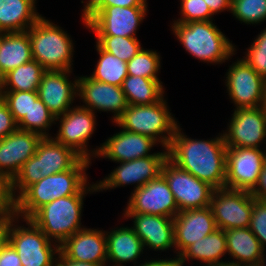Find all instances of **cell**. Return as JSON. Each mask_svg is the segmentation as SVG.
<instances>
[{
	"instance_id": "6da1fadb",
	"label": "cell",
	"mask_w": 266,
	"mask_h": 266,
	"mask_svg": "<svg viewBox=\"0 0 266 266\" xmlns=\"http://www.w3.org/2000/svg\"><path fill=\"white\" fill-rule=\"evenodd\" d=\"M175 130L168 149V159L213 188L225 187L227 146L223 134L211 139H192Z\"/></svg>"
},
{
	"instance_id": "7a4b0ae2",
	"label": "cell",
	"mask_w": 266,
	"mask_h": 266,
	"mask_svg": "<svg viewBox=\"0 0 266 266\" xmlns=\"http://www.w3.org/2000/svg\"><path fill=\"white\" fill-rule=\"evenodd\" d=\"M91 163L81 158L71 169L45 176L39 182L30 185L14 201V214L21 219H29L45 204L78 194L89 183L86 170Z\"/></svg>"
},
{
	"instance_id": "3957f363",
	"label": "cell",
	"mask_w": 266,
	"mask_h": 266,
	"mask_svg": "<svg viewBox=\"0 0 266 266\" xmlns=\"http://www.w3.org/2000/svg\"><path fill=\"white\" fill-rule=\"evenodd\" d=\"M98 192L97 184L88 183L78 194L53 200L39 208L29 219L59 246L85 226L81 225L84 198Z\"/></svg>"
},
{
	"instance_id": "277c9868",
	"label": "cell",
	"mask_w": 266,
	"mask_h": 266,
	"mask_svg": "<svg viewBox=\"0 0 266 266\" xmlns=\"http://www.w3.org/2000/svg\"><path fill=\"white\" fill-rule=\"evenodd\" d=\"M81 157L53 137H44L36 153L25 162L10 182V194L15 201L30 185L43 177L71 169Z\"/></svg>"
},
{
	"instance_id": "5b68a950",
	"label": "cell",
	"mask_w": 266,
	"mask_h": 266,
	"mask_svg": "<svg viewBox=\"0 0 266 266\" xmlns=\"http://www.w3.org/2000/svg\"><path fill=\"white\" fill-rule=\"evenodd\" d=\"M171 29L185 51L201 62L217 65L236 55V45L230 42L213 20L174 22Z\"/></svg>"
},
{
	"instance_id": "8992f818",
	"label": "cell",
	"mask_w": 266,
	"mask_h": 266,
	"mask_svg": "<svg viewBox=\"0 0 266 266\" xmlns=\"http://www.w3.org/2000/svg\"><path fill=\"white\" fill-rule=\"evenodd\" d=\"M27 32L32 57L46 70H73L74 42L67 31L42 16Z\"/></svg>"
},
{
	"instance_id": "52a82bcc",
	"label": "cell",
	"mask_w": 266,
	"mask_h": 266,
	"mask_svg": "<svg viewBox=\"0 0 266 266\" xmlns=\"http://www.w3.org/2000/svg\"><path fill=\"white\" fill-rule=\"evenodd\" d=\"M115 125L129 132L151 137L163 149H167L179 123L169 111L168 102L163 97L155 104L128 105Z\"/></svg>"
},
{
	"instance_id": "ba28073f",
	"label": "cell",
	"mask_w": 266,
	"mask_h": 266,
	"mask_svg": "<svg viewBox=\"0 0 266 266\" xmlns=\"http://www.w3.org/2000/svg\"><path fill=\"white\" fill-rule=\"evenodd\" d=\"M19 217L10 215L9 243L17 251L22 266H56L59 245L51 241L30 219L18 225ZM17 222V225H16Z\"/></svg>"
},
{
	"instance_id": "9c48e42d",
	"label": "cell",
	"mask_w": 266,
	"mask_h": 266,
	"mask_svg": "<svg viewBox=\"0 0 266 266\" xmlns=\"http://www.w3.org/2000/svg\"><path fill=\"white\" fill-rule=\"evenodd\" d=\"M60 126L54 139L71 148L81 158L89 160L98 155L97 149L89 150L90 138L96 130V114L81 106H74L56 117Z\"/></svg>"
},
{
	"instance_id": "30bf717a",
	"label": "cell",
	"mask_w": 266,
	"mask_h": 266,
	"mask_svg": "<svg viewBox=\"0 0 266 266\" xmlns=\"http://www.w3.org/2000/svg\"><path fill=\"white\" fill-rule=\"evenodd\" d=\"M161 174L173 193L179 212L210 206L215 188L207 182L199 180L169 159L164 162Z\"/></svg>"
},
{
	"instance_id": "8fae6325",
	"label": "cell",
	"mask_w": 266,
	"mask_h": 266,
	"mask_svg": "<svg viewBox=\"0 0 266 266\" xmlns=\"http://www.w3.org/2000/svg\"><path fill=\"white\" fill-rule=\"evenodd\" d=\"M168 159V149L157 152L148 157L119 162L117 166L103 180L96 181L97 191H106L121 186L134 185V189L144 186L161 174L162 166Z\"/></svg>"
},
{
	"instance_id": "7c38bea8",
	"label": "cell",
	"mask_w": 266,
	"mask_h": 266,
	"mask_svg": "<svg viewBox=\"0 0 266 266\" xmlns=\"http://www.w3.org/2000/svg\"><path fill=\"white\" fill-rule=\"evenodd\" d=\"M217 228L222 230L248 228L253 196L248 191L219 188L211 197L210 206Z\"/></svg>"
},
{
	"instance_id": "4fadbf2b",
	"label": "cell",
	"mask_w": 266,
	"mask_h": 266,
	"mask_svg": "<svg viewBox=\"0 0 266 266\" xmlns=\"http://www.w3.org/2000/svg\"><path fill=\"white\" fill-rule=\"evenodd\" d=\"M266 150L227 147L225 187L251 192L264 168Z\"/></svg>"
},
{
	"instance_id": "5bb4252c",
	"label": "cell",
	"mask_w": 266,
	"mask_h": 266,
	"mask_svg": "<svg viewBox=\"0 0 266 266\" xmlns=\"http://www.w3.org/2000/svg\"><path fill=\"white\" fill-rule=\"evenodd\" d=\"M123 211V214H150L169 218H174L179 212L173 193L162 174L132 190Z\"/></svg>"
},
{
	"instance_id": "9a60e30c",
	"label": "cell",
	"mask_w": 266,
	"mask_h": 266,
	"mask_svg": "<svg viewBox=\"0 0 266 266\" xmlns=\"http://www.w3.org/2000/svg\"><path fill=\"white\" fill-rule=\"evenodd\" d=\"M225 85L235 109L261 107L266 79L242 58L229 66Z\"/></svg>"
},
{
	"instance_id": "2e32d148",
	"label": "cell",
	"mask_w": 266,
	"mask_h": 266,
	"mask_svg": "<svg viewBox=\"0 0 266 266\" xmlns=\"http://www.w3.org/2000/svg\"><path fill=\"white\" fill-rule=\"evenodd\" d=\"M223 137L227 147L261 148L266 144V113L261 107L234 109Z\"/></svg>"
},
{
	"instance_id": "e0dca14e",
	"label": "cell",
	"mask_w": 266,
	"mask_h": 266,
	"mask_svg": "<svg viewBox=\"0 0 266 266\" xmlns=\"http://www.w3.org/2000/svg\"><path fill=\"white\" fill-rule=\"evenodd\" d=\"M147 7H104L87 23V29L96 36L137 37L136 32L149 11Z\"/></svg>"
},
{
	"instance_id": "ac0fdd59",
	"label": "cell",
	"mask_w": 266,
	"mask_h": 266,
	"mask_svg": "<svg viewBox=\"0 0 266 266\" xmlns=\"http://www.w3.org/2000/svg\"><path fill=\"white\" fill-rule=\"evenodd\" d=\"M78 98L85 104L83 108L97 111L112 112L111 120L115 123L128 107L121 86H115L92 79L89 76H78ZM97 110V111H96Z\"/></svg>"
},
{
	"instance_id": "d6986e66",
	"label": "cell",
	"mask_w": 266,
	"mask_h": 266,
	"mask_svg": "<svg viewBox=\"0 0 266 266\" xmlns=\"http://www.w3.org/2000/svg\"><path fill=\"white\" fill-rule=\"evenodd\" d=\"M72 70H46L38 87L39 99L56 117L73 108L78 97V77L70 80ZM72 106V107H71Z\"/></svg>"
},
{
	"instance_id": "ffe728a7",
	"label": "cell",
	"mask_w": 266,
	"mask_h": 266,
	"mask_svg": "<svg viewBox=\"0 0 266 266\" xmlns=\"http://www.w3.org/2000/svg\"><path fill=\"white\" fill-rule=\"evenodd\" d=\"M42 136L17 129L0 140V174L9 182L22 165L35 155Z\"/></svg>"
},
{
	"instance_id": "44dd1931",
	"label": "cell",
	"mask_w": 266,
	"mask_h": 266,
	"mask_svg": "<svg viewBox=\"0 0 266 266\" xmlns=\"http://www.w3.org/2000/svg\"><path fill=\"white\" fill-rule=\"evenodd\" d=\"M158 145L151 137L121 129L108 137L100 146H96V158H105L119 164L134 159L154 155L150 150Z\"/></svg>"
},
{
	"instance_id": "7402d4cb",
	"label": "cell",
	"mask_w": 266,
	"mask_h": 266,
	"mask_svg": "<svg viewBox=\"0 0 266 266\" xmlns=\"http://www.w3.org/2000/svg\"><path fill=\"white\" fill-rule=\"evenodd\" d=\"M173 223L176 257L191 244L218 229L210 207L180 211L173 218Z\"/></svg>"
},
{
	"instance_id": "603a6c76",
	"label": "cell",
	"mask_w": 266,
	"mask_h": 266,
	"mask_svg": "<svg viewBox=\"0 0 266 266\" xmlns=\"http://www.w3.org/2000/svg\"><path fill=\"white\" fill-rule=\"evenodd\" d=\"M124 219L133 220L131 228L140 237L146 250L167 251L174 248L175 236L173 218L150 214H123Z\"/></svg>"
},
{
	"instance_id": "cb8c5ba5",
	"label": "cell",
	"mask_w": 266,
	"mask_h": 266,
	"mask_svg": "<svg viewBox=\"0 0 266 266\" xmlns=\"http://www.w3.org/2000/svg\"><path fill=\"white\" fill-rule=\"evenodd\" d=\"M59 251L75 261L107 266L106 231L84 227L65 240Z\"/></svg>"
},
{
	"instance_id": "d4e9b609",
	"label": "cell",
	"mask_w": 266,
	"mask_h": 266,
	"mask_svg": "<svg viewBox=\"0 0 266 266\" xmlns=\"http://www.w3.org/2000/svg\"><path fill=\"white\" fill-rule=\"evenodd\" d=\"M107 266H124L132 262L134 266L137 259L145 250L142 240L131 227H116L106 231ZM125 263V264H124Z\"/></svg>"
},
{
	"instance_id": "484cf974",
	"label": "cell",
	"mask_w": 266,
	"mask_h": 266,
	"mask_svg": "<svg viewBox=\"0 0 266 266\" xmlns=\"http://www.w3.org/2000/svg\"><path fill=\"white\" fill-rule=\"evenodd\" d=\"M224 232L227 254L233 258L227 262L238 266H256L266 254L249 228L228 229Z\"/></svg>"
},
{
	"instance_id": "4316f807",
	"label": "cell",
	"mask_w": 266,
	"mask_h": 266,
	"mask_svg": "<svg viewBox=\"0 0 266 266\" xmlns=\"http://www.w3.org/2000/svg\"><path fill=\"white\" fill-rule=\"evenodd\" d=\"M37 0H0V31L25 32L41 17Z\"/></svg>"
},
{
	"instance_id": "83f0119b",
	"label": "cell",
	"mask_w": 266,
	"mask_h": 266,
	"mask_svg": "<svg viewBox=\"0 0 266 266\" xmlns=\"http://www.w3.org/2000/svg\"><path fill=\"white\" fill-rule=\"evenodd\" d=\"M225 254L227 255L225 232L218 228L187 247L178 259L182 266L190 259L200 261L204 264L202 266H210L227 262L222 258Z\"/></svg>"
},
{
	"instance_id": "f1b7e54d",
	"label": "cell",
	"mask_w": 266,
	"mask_h": 266,
	"mask_svg": "<svg viewBox=\"0 0 266 266\" xmlns=\"http://www.w3.org/2000/svg\"><path fill=\"white\" fill-rule=\"evenodd\" d=\"M32 59L31 42L27 31L4 33L0 44V79L9 71Z\"/></svg>"
},
{
	"instance_id": "f546056e",
	"label": "cell",
	"mask_w": 266,
	"mask_h": 266,
	"mask_svg": "<svg viewBox=\"0 0 266 266\" xmlns=\"http://www.w3.org/2000/svg\"><path fill=\"white\" fill-rule=\"evenodd\" d=\"M121 87L128 105L155 104L165 97V88L160 79L128 75Z\"/></svg>"
},
{
	"instance_id": "4dcf8cb0",
	"label": "cell",
	"mask_w": 266,
	"mask_h": 266,
	"mask_svg": "<svg viewBox=\"0 0 266 266\" xmlns=\"http://www.w3.org/2000/svg\"><path fill=\"white\" fill-rule=\"evenodd\" d=\"M46 69L32 59L9 71L0 79V91H38Z\"/></svg>"
},
{
	"instance_id": "1f68e13d",
	"label": "cell",
	"mask_w": 266,
	"mask_h": 266,
	"mask_svg": "<svg viewBox=\"0 0 266 266\" xmlns=\"http://www.w3.org/2000/svg\"><path fill=\"white\" fill-rule=\"evenodd\" d=\"M96 50L99 59L90 77L99 82L122 86L124 79L128 76L127 63L104 51L97 43Z\"/></svg>"
},
{
	"instance_id": "d6a6232c",
	"label": "cell",
	"mask_w": 266,
	"mask_h": 266,
	"mask_svg": "<svg viewBox=\"0 0 266 266\" xmlns=\"http://www.w3.org/2000/svg\"><path fill=\"white\" fill-rule=\"evenodd\" d=\"M52 124H56V118L39 98L32 102L28 114L17 123L18 129L37 133L43 138L53 137L48 133Z\"/></svg>"
},
{
	"instance_id": "836d02e7",
	"label": "cell",
	"mask_w": 266,
	"mask_h": 266,
	"mask_svg": "<svg viewBox=\"0 0 266 266\" xmlns=\"http://www.w3.org/2000/svg\"><path fill=\"white\" fill-rule=\"evenodd\" d=\"M95 42L126 63L143 48L137 37L96 36Z\"/></svg>"
},
{
	"instance_id": "e575fe53",
	"label": "cell",
	"mask_w": 266,
	"mask_h": 266,
	"mask_svg": "<svg viewBox=\"0 0 266 266\" xmlns=\"http://www.w3.org/2000/svg\"><path fill=\"white\" fill-rule=\"evenodd\" d=\"M160 54L155 50L142 48L130 61L127 62V72L131 76L149 79H159L161 69Z\"/></svg>"
},
{
	"instance_id": "d590c367",
	"label": "cell",
	"mask_w": 266,
	"mask_h": 266,
	"mask_svg": "<svg viewBox=\"0 0 266 266\" xmlns=\"http://www.w3.org/2000/svg\"><path fill=\"white\" fill-rule=\"evenodd\" d=\"M230 13L241 23L262 24L266 20V0H232Z\"/></svg>"
},
{
	"instance_id": "8d00e7d4",
	"label": "cell",
	"mask_w": 266,
	"mask_h": 266,
	"mask_svg": "<svg viewBox=\"0 0 266 266\" xmlns=\"http://www.w3.org/2000/svg\"><path fill=\"white\" fill-rule=\"evenodd\" d=\"M0 96L7 103L17 123L28 114L32 102L39 98L37 91H0Z\"/></svg>"
},
{
	"instance_id": "74e56055",
	"label": "cell",
	"mask_w": 266,
	"mask_h": 266,
	"mask_svg": "<svg viewBox=\"0 0 266 266\" xmlns=\"http://www.w3.org/2000/svg\"><path fill=\"white\" fill-rule=\"evenodd\" d=\"M180 17L173 22L188 23L192 21L214 20L208 5L204 0H182L180 1Z\"/></svg>"
},
{
	"instance_id": "f35d334b",
	"label": "cell",
	"mask_w": 266,
	"mask_h": 266,
	"mask_svg": "<svg viewBox=\"0 0 266 266\" xmlns=\"http://www.w3.org/2000/svg\"><path fill=\"white\" fill-rule=\"evenodd\" d=\"M257 237L264 252H266V201L253 197V208L248 227Z\"/></svg>"
},
{
	"instance_id": "ab89813d",
	"label": "cell",
	"mask_w": 266,
	"mask_h": 266,
	"mask_svg": "<svg viewBox=\"0 0 266 266\" xmlns=\"http://www.w3.org/2000/svg\"><path fill=\"white\" fill-rule=\"evenodd\" d=\"M18 129L7 103L0 96V140Z\"/></svg>"
},
{
	"instance_id": "60d3db41",
	"label": "cell",
	"mask_w": 266,
	"mask_h": 266,
	"mask_svg": "<svg viewBox=\"0 0 266 266\" xmlns=\"http://www.w3.org/2000/svg\"><path fill=\"white\" fill-rule=\"evenodd\" d=\"M243 60L251 66L260 76L266 79V51L260 49H246Z\"/></svg>"
},
{
	"instance_id": "b9f144b4",
	"label": "cell",
	"mask_w": 266,
	"mask_h": 266,
	"mask_svg": "<svg viewBox=\"0 0 266 266\" xmlns=\"http://www.w3.org/2000/svg\"><path fill=\"white\" fill-rule=\"evenodd\" d=\"M14 213V201L10 194V182L0 174V218Z\"/></svg>"
},
{
	"instance_id": "7bdbcfd3",
	"label": "cell",
	"mask_w": 266,
	"mask_h": 266,
	"mask_svg": "<svg viewBox=\"0 0 266 266\" xmlns=\"http://www.w3.org/2000/svg\"><path fill=\"white\" fill-rule=\"evenodd\" d=\"M0 266H22L17 251L9 242L0 252Z\"/></svg>"
},
{
	"instance_id": "ee69618b",
	"label": "cell",
	"mask_w": 266,
	"mask_h": 266,
	"mask_svg": "<svg viewBox=\"0 0 266 266\" xmlns=\"http://www.w3.org/2000/svg\"><path fill=\"white\" fill-rule=\"evenodd\" d=\"M110 6H120V7L148 6V3L147 0H104L102 6L86 21V23H88L104 7H110Z\"/></svg>"
},
{
	"instance_id": "f6af8a7d",
	"label": "cell",
	"mask_w": 266,
	"mask_h": 266,
	"mask_svg": "<svg viewBox=\"0 0 266 266\" xmlns=\"http://www.w3.org/2000/svg\"><path fill=\"white\" fill-rule=\"evenodd\" d=\"M104 0H87L86 2L81 1L84 3L81 19L84 26L87 28L86 21L102 6Z\"/></svg>"
},
{
	"instance_id": "bcb514c9",
	"label": "cell",
	"mask_w": 266,
	"mask_h": 266,
	"mask_svg": "<svg viewBox=\"0 0 266 266\" xmlns=\"http://www.w3.org/2000/svg\"><path fill=\"white\" fill-rule=\"evenodd\" d=\"M250 194L256 200L266 201V166L264 165L263 170L259 175L258 182Z\"/></svg>"
},
{
	"instance_id": "7dc6e473",
	"label": "cell",
	"mask_w": 266,
	"mask_h": 266,
	"mask_svg": "<svg viewBox=\"0 0 266 266\" xmlns=\"http://www.w3.org/2000/svg\"><path fill=\"white\" fill-rule=\"evenodd\" d=\"M205 3L208 5L211 13L217 14L223 11H231V3L232 0H204Z\"/></svg>"
},
{
	"instance_id": "c3c4849f",
	"label": "cell",
	"mask_w": 266,
	"mask_h": 266,
	"mask_svg": "<svg viewBox=\"0 0 266 266\" xmlns=\"http://www.w3.org/2000/svg\"><path fill=\"white\" fill-rule=\"evenodd\" d=\"M10 215L0 218V252L9 242Z\"/></svg>"
},
{
	"instance_id": "681fc988",
	"label": "cell",
	"mask_w": 266,
	"mask_h": 266,
	"mask_svg": "<svg viewBox=\"0 0 266 266\" xmlns=\"http://www.w3.org/2000/svg\"><path fill=\"white\" fill-rule=\"evenodd\" d=\"M139 266H182V264L179 262L178 257L172 258H165V259H153L143 261V263H140Z\"/></svg>"
},
{
	"instance_id": "f907efd6",
	"label": "cell",
	"mask_w": 266,
	"mask_h": 266,
	"mask_svg": "<svg viewBox=\"0 0 266 266\" xmlns=\"http://www.w3.org/2000/svg\"><path fill=\"white\" fill-rule=\"evenodd\" d=\"M56 266H101L99 264L75 261L65 257L60 251L56 259Z\"/></svg>"
},
{
	"instance_id": "816d5d0a",
	"label": "cell",
	"mask_w": 266,
	"mask_h": 266,
	"mask_svg": "<svg viewBox=\"0 0 266 266\" xmlns=\"http://www.w3.org/2000/svg\"><path fill=\"white\" fill-rule=\"evenodd\" d=\"M253 41L254 42L247 49H260V51H266V28L262 30Z\"/></svg>"
},
{
	"instance_id": "f5cc1de1",
	"label": "cell",
	"mask_w": 266,
	"mask_h": 266,
	"mask_svg": "<svg viewBox=\"0 0 266 266\" xmlns=\"http://www.w3.org/2000/svg\"><path fill=\"white\" fill-rule=\"evenodd\" d=\"M261 108L266 113V83H265V87H264L263 100H262Z\"/></svg>"
},
{
	"instance_id": "db71d44e",
	"label": "cell",
	"mask_w": 266,
	"mask_h": 266,
	"mask_svg": "<svg viewBox=\"0 0 266 266\" xmlns=\"http://www.w3.org/2000/svg\"><path fill=\"white\" fill-rule=\"evenodd\" d=\"M210 266H238V265L232 264L230 262H225V263L215 264V265H210Z\"/></svg>"
},
{
	"instance_id": "11a10c76",
	"label": "cell",
	"mask_w": 266,
	"mask_h": 266,
	"mask_svg": "<svg viewBox=\"0 0 266 266\" xmlns=\"http://www.w3.org/2000/svg\"><path fill=\"white\" fill-rule=\"evenodd\" d=\"M256 266H266V254L264 257L259 261V263Z\"/></svg>"
},
{
	"instance_id": "9f6ffc18",
	"label": "cell",
	"mask_w": 266,
	"mask_h": 266,
	"mask_svg": "<svg viewBox=\"0 0 266 266\" xmlns=\"http://www.w3.org/2000/svg\"><path fill=\"white\" fill-rule=\"evenodd\" d=\"M4 33H5V32L0 31V44H1L2 37L4 36Z\"/></svg>"
},
{
	"instance_id": "6f0895ef",
	"label": "cell",
	"mask_w": 266,
	"mask_h": 266,
	"mask_svg": "<svg viewBox=\"0 0 266 266\" xmlns=\"http://www.w3.org/2000/svg\"><path fill=\"white\" fill-rule=\"evenodd\" d=\"M264 165L266 166V154H265V158H264Z\"/></svg>"
}]
</instances>
